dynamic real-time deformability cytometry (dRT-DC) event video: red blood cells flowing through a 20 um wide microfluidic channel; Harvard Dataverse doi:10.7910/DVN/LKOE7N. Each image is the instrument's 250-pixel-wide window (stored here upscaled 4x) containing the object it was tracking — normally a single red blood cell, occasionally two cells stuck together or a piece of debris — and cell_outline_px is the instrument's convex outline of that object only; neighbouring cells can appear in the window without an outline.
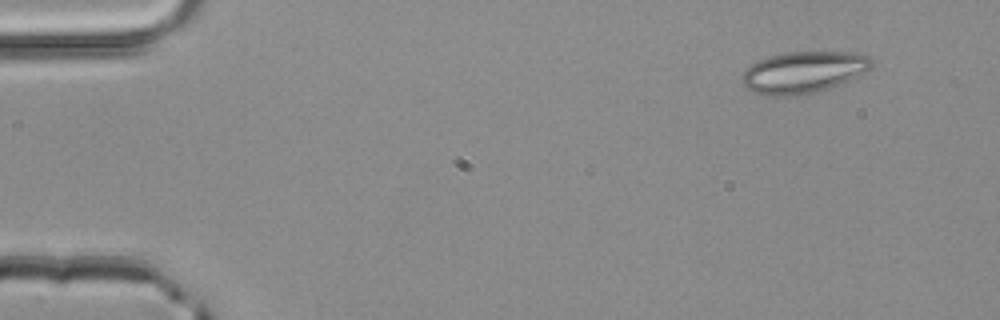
{"species": "common noctule bat (a hibernating species)", "species_latin": "Nyctalus noctula", "temperature_condition": "room temperature", "stored_images_in_passage": 3, "camera_frame_rate_fps": 3000, "um_per_image_px": 0.085, "animal": {"sex": "male", "body_mass_g": 20.4}, "frame": {"image": 1, "passage_image": 1, "time_ms": 0.0, "image_size_px": [1000, 320], "cell_outline_px": [[872, 68], [848, 80], [828, 88], [796, 96], [768, 96], [756, 92], [748, 88], [740, 80], [740, 76], [756, 60], [768, 56], [784, 52], [856, 52], [868, 56], [872, 60]], "centroid_in_image_um": [68.27, 6.12], "position_along_channel_um": 16.7, "area_um2": 31.33}}
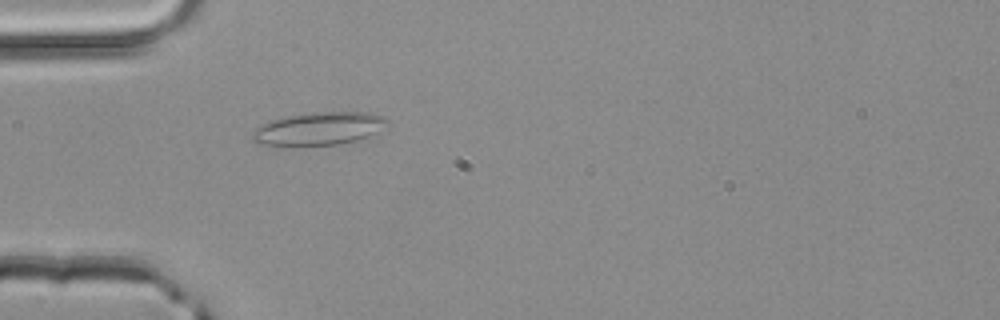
{"frame": {"image": 2, "passage_image": 3, "time_ms": 0.667, "image_size_px": [1000, 320], "cell_outline_px": [[388, 120], [376, 132], [368, 136], [356, 140], [340, 144], [304, 148], [296, 148], [256, 144], [252, 140], [252, 132], [260, 124], [272, 120], [292, 116], [316, 112], [372, 112], [384, 116]], "centroid_in_image_um": [27.02, 10.99], "position_along_channel_um": 58.0, "area_um2": 26.47}}